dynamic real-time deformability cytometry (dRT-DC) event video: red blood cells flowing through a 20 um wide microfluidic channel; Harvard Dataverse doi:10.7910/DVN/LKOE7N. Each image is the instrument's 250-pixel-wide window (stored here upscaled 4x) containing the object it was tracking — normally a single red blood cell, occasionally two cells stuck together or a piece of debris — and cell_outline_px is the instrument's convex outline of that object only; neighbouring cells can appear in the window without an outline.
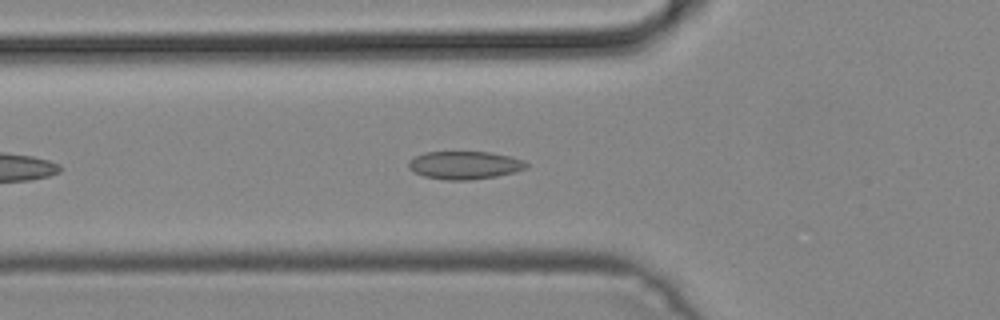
{"species": "common noctule bat (a hibernating species)", "species_latin": "Nyctalus noctula", "temperature_condition": "cold", "stored_images_in_passage": 12, "camera_frame_rate_fps": 3000, "um_per_image_px": 0.085, "animal": {"sex": "male", "body_mass_g": 19.2, "forearm_length_mm": 51.8}, "frame": {"image": 1, "passage_image": 7, "time_ms": 2.0, "image_size_px": [1000, 320], "cell_outline_px": [[528, 168], [496, 176], [468, 180], [448, 180], [424, 176], [412, 172], [408, 168], [408, 160], [412, 156], [424, 152], [492, 152], [524, 160], [528, 164]], "centroid_in_image_um": [39.44, 14.03], "position_along_channel_um": 86.4, "area_um2": 19.31}}